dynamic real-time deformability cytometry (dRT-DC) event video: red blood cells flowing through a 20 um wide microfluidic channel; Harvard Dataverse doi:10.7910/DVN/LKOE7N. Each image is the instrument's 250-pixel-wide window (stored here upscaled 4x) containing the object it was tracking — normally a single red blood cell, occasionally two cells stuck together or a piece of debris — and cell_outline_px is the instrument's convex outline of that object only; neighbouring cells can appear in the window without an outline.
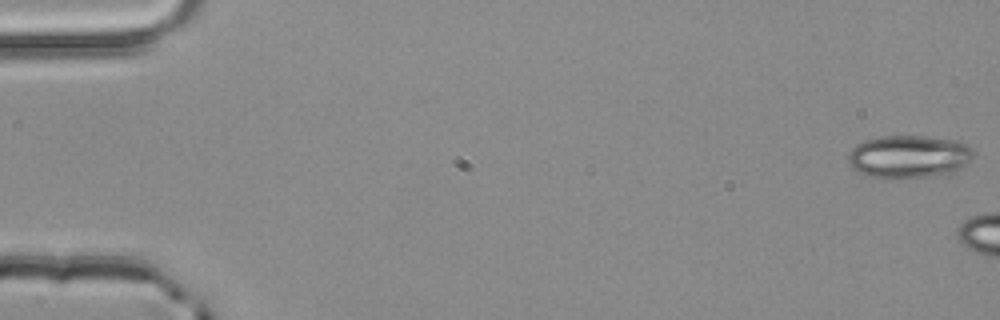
{"species": "common noctule bat (a hibernating species)", "species_latin": "Nyctalus noctula", "temperature_condition": "room temperature", "stored_images_in_passage": 5, "camera_frame_rate_fps": 3000, "um_per_image_px": 0.085, "animal": {"sex": "male", "body_mass_g": 20.4}, "frame": {"image": 1, "passage_image": 1, "time_ms": 0.0, "image_size_px": [1000, 320], "cell_outline_px": [[976, 152], [972, 160], [960, 168], [948, 172], [928, 176], [868, 176], [856, 172], [848, 164], [848, 152], [856, 144], [864, 140], [880, 136], [924, 136], [952, 140], [968, 144]], "centroid_in_image_um": [77.23, 13.27], "position_along_channel_um": 7.8, "area_um2": 30.87}}